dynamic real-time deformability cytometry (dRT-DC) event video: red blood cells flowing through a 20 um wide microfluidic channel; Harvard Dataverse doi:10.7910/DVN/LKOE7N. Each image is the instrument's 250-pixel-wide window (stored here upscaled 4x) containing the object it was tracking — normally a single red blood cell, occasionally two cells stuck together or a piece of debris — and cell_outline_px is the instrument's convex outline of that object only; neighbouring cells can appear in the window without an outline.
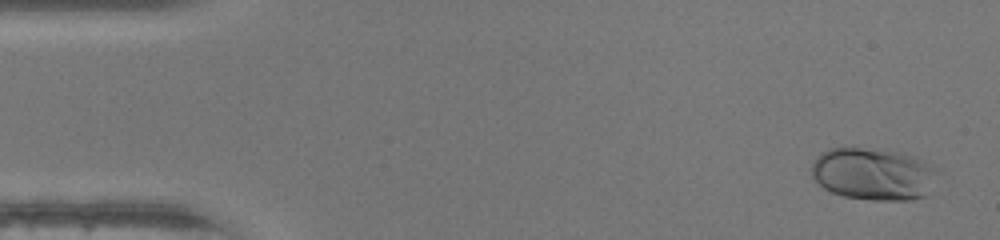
{"species": "human", "species_latin": "Homo sapiens", "temperature_condition": "warm", "stored_images_in_passage": 47, "camera_frame_rate_fps": 3000, "um_per_image_px": 0.085, "donor": {"sex": "female"}, "frame": {"image": 1, "passage_image": 2, "time_ms": 0.333, "image_size_px": [1000, 240], "cell_outline_px": [[932, 168], [928, 196], [912, 200], [872, 200], [844, 196], [832, 192], [824, 188], [812, 176], [812, 164], [816, 156], [820, 152], [828, 148], [852, 144], [900, 152], [924, 160], [932, 164]], "centroid_in_image_um": [74.13, 14.74], "position_along_channel_um": 10.9, "area_um2": 38.78}}
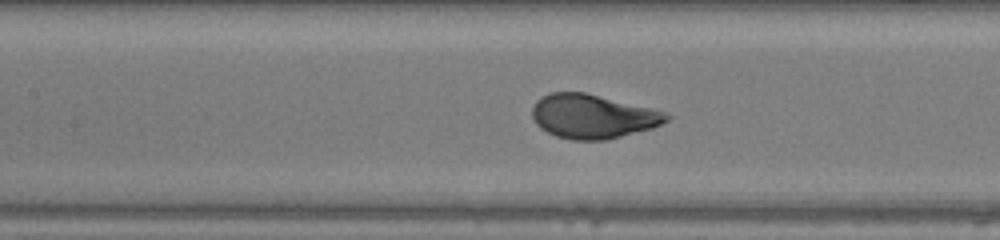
{"frame": {"image": 2, "passage_image": 21, "time_ms": 6.667, "image_size_px": [1000, 240], "cell_outline_px": [[672, 116], [668, 120], [652, 128], [608, 140], [572, 140], [556, 136], [540, 128], [536, 124], [532, 116], [532, 108], [536, 100], [540, 96], [552, 92], [584, 92], [664, 112]], "centroid_in_image_um": [50.33, 9.9], "position_along_channel_um": 157.1, "area_um2": 34.28}}
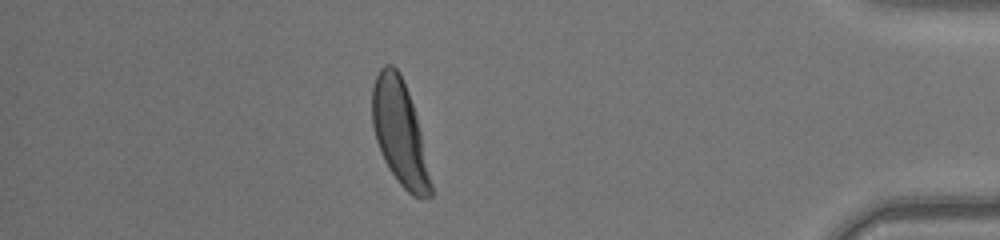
{"frame": {"image": 3, "passage_image": 41, "time_ms": 13.333, "image_size_px": [1000, 240], "cell_outline_px": [[432, 196], [412, 196], [400, 184], [388, 168], [380, 152], [376, 140], [372, 124], [372, 88], [376, 76], [380, 68], [384, 64], [392, 64], [400, 72], [408, 92], [416, 116], [420, 132], [432, 184]], "centroid_in_image_um": [33.95, 11.25], "position_along_channel_um": 401.3, "area_um2": 35.32}, "authors_computed_cell_mechanics": {"area_um2": 34.68, "velocity_mm_per_s": 4.3689, "shape_relaxation_time_tau1_ms": 2.2462, "shape_relaxation_time_tau2_ms": null, "deformation_change_tau1": 0.1672, "deformation_change_tau2": null}}